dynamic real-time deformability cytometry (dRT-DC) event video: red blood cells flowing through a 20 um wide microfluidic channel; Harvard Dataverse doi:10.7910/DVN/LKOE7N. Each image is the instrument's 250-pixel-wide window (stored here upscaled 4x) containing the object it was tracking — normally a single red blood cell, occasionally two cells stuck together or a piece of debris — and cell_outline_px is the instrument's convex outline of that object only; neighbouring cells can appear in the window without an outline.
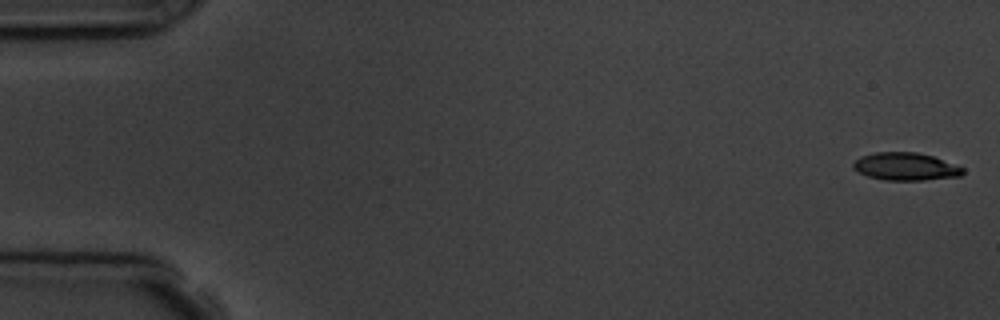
{"species": "common noctule bat (a hibernating species)", "species_latin": "Nyctalus noctula", "temperature_condition": "room temperature", "stored_images_in_passage": 5, "camera_frame_rate_fps": 3000, "um_per_image_px": 0.085, "animal": {"sex": "male", "body_mass_g": 19.5, "forearm_length_mm": 54.6}, "frame": {"image": 1, "passage_image": 1, "time_ms": 0.0, "image_size_px": [1000, 320], "cell_outline_px": [[964, 172], [960, 176], [924, 180], [884, 180], [868, 176], [852, 168], [852, 164], [860, 156], [876, 152], [916, 152], [932, 156], [956, 164], [964, 168]], "centroid_in_image_um": [76.98, 14.15], "position_along_channel_um": 8.0, "area_um2": 17.69}}
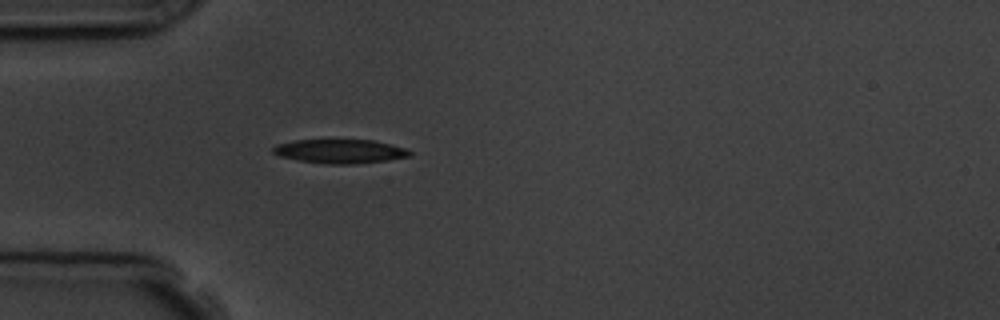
{"frame": {"image": 2, "passage_image": 5, "time_ms": 5.0, "image_size_px": [1000, 320], "cell_outline_px": [[412, 156], [388, 160], [352, 164], [328, 164], [300, 160], [280, 156], [272, 152], [272, 148], [276, 144], [296, 140], [372, 140], [392, 144], [408, 148], [412, 152]], "centroid_in_image_um": [28.95, 12.85], "position_along_channel_um": 56.0, "area_um2": 19.13}}